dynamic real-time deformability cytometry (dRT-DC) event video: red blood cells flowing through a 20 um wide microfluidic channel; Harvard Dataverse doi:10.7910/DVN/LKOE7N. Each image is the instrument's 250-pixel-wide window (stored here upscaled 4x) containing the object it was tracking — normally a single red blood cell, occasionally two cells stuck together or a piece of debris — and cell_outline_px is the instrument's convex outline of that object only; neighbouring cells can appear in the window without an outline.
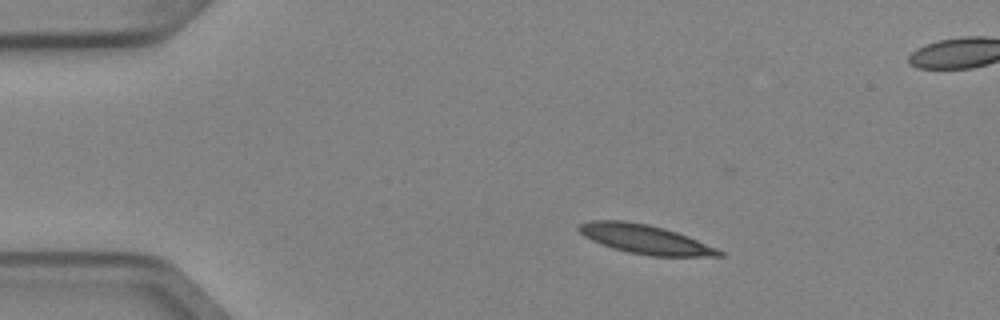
{"species": "Egyptian fruit bat (a non-hibernating species)", "species_latin": "Rousettus aegyptiacus", "temperature_condition": "cold", "stored_images_in_passage": 5, "camera_frame_rate_fps": 3000, "um_per_image_px": 0.085, "animal": {"sex": "female"}, "frame": {"image": 1, "passage_image": 2, "time_ms": 0.333, "image_size_px": [1000, 320], "cell_outline_px": [[728, 256], [652, 256], [628, 252], [612, 248], [592, 240], [584, 236], [576, 228], [580, 224], [592, 220], [624, 220], [648, 224], [664, 228], [688, 236], [716, 248], [724, 252]], "centroid_in_image_um": [54.84, 20.33], "position_along_channel_um": 30.2, "area_um2": 23.7}}
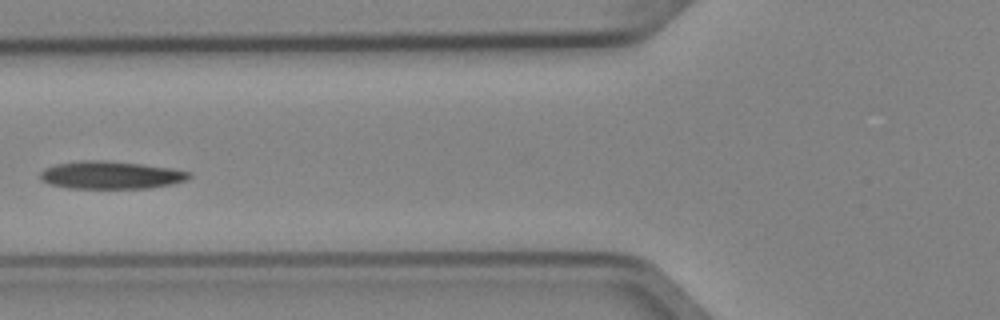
{"frame": {"image": 2, "passage_image": 5, "time_ms": 1.333, "image_size_px": [1000, 320], "cell_outline_px": [[192, 176], [184, 180], [172, 184], [148, 188], [68, 188], [48, 184], [40, 180], [40, 172], [44, 168], [56, 164], [80, 160], [104, 160], [140, 164], [172, 168], [192, 172]], "centroid_in_image_um": [9.39, 14.88], "position_along_channel_um": 116.4, "area_um2": 24.16}}